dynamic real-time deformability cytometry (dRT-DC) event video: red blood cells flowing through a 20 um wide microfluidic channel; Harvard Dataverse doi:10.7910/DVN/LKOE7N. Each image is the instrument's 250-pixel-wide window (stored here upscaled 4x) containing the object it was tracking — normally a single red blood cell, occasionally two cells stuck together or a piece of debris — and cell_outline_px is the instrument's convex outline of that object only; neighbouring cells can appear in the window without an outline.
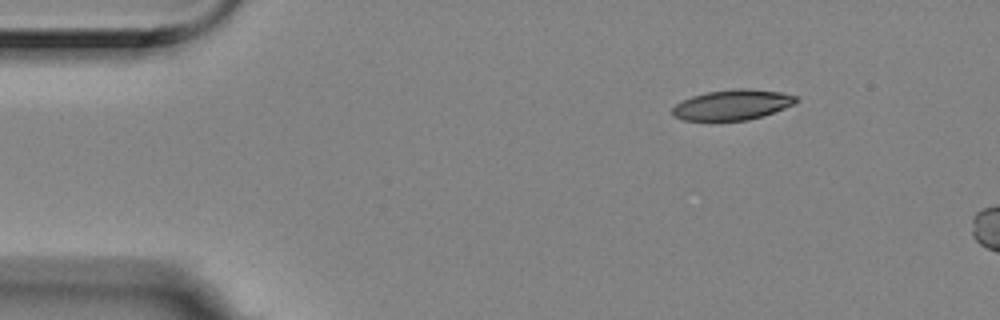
{"species": "Egyptian fruit bat (a non-hibernating species)", "species_latin": "Rousettus aegyptiacus", "temperature_condition": "room temperature", "stored_images_in_passage": 3, "camera_frame_rate_fps": 3000, "um_per_image_px": 0.085, "animal": {"sex": "female"}, "frame": {"image": 1, "passage_image": 1, "time_ms": 0.0, "image_size_px": [1000, 320], "cell_outline_px": [[800, 100], [784, 108], [748, 120], [684, 120], [672, 116], [672, 108], [676, 104], [692, 96], [708, 92], [736, 88], [744, 88], [780, 92], [796, 96]], "centroid_in_image_um": [62.23, 8.9], "position_along_channel_um": 22.8, "area_um2": 21.5}}